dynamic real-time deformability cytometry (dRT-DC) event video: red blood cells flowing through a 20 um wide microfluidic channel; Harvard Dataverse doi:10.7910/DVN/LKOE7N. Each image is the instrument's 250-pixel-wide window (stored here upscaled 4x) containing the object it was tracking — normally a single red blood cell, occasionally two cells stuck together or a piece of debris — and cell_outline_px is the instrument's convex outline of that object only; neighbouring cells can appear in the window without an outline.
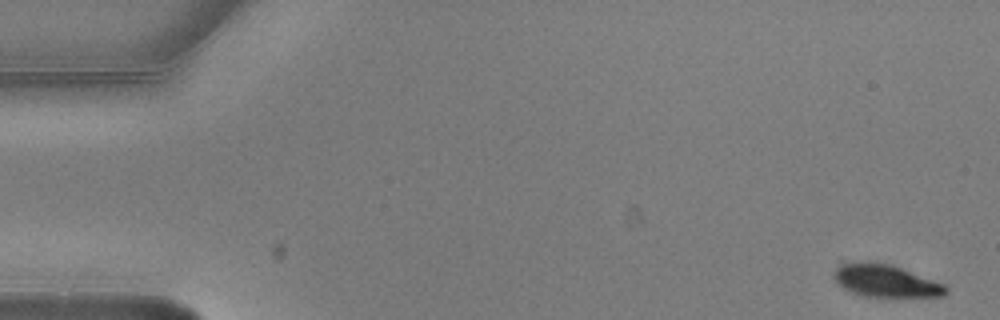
{"species": "common noctule bat (a hibernating species)", "species_latin": "Nyctalus noctula", "temperature_condition": "warm", "stored_images_in_passage": 7, "camera_frame_rate_fps": 3000, "um_per_image_px": 0.085, "animal": {"sex": "male", "body_mass_g": 20.5, "forearm_length_mm": 52.5}, "frame": {"image": 1, "passage_image": 1, "time_ms": 0.0, "image_size_px": [1000, 320], "cell_outline_px": [[948, 292], [944, 296], [864, 296], [852, 292], [844, 288], [836, 280], [836, 268], [840, 260], [844, 260], [892, 264], [944, 284], [948, 288]], "centroid_in_image_um": [75.26, 23.84], "position_along_channel_um": 9.7, "area_um2": 21.04}}
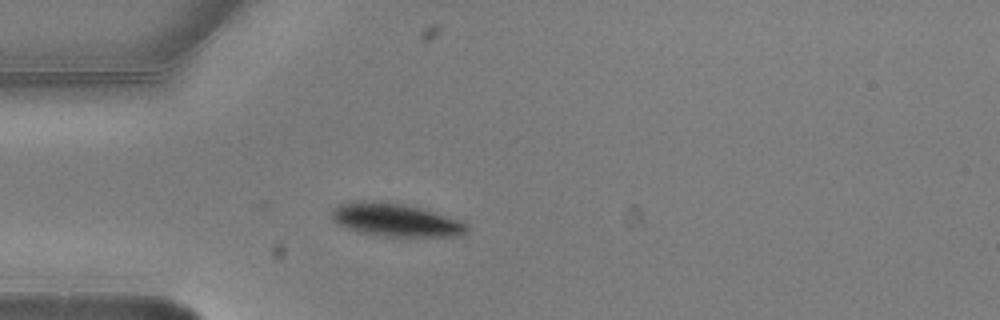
{"frame": {"image": 2, "passage_image": 5, "time_ms": 1.333, "image_size_px": [1000, 320], "cell_outline_px": [[468, 228], [460, 236], [372, 236], [356, 232], [344, 228], [336, 224], [332, 220], [332, 208], [340, 204], [352, 200], [384, 200], [424, 208], [464, 220], [468, 224]], "centroid_in_image_um": [33.59, 18.67], "position_along_channel_um": 51.4, "area_um2": 27.05}}